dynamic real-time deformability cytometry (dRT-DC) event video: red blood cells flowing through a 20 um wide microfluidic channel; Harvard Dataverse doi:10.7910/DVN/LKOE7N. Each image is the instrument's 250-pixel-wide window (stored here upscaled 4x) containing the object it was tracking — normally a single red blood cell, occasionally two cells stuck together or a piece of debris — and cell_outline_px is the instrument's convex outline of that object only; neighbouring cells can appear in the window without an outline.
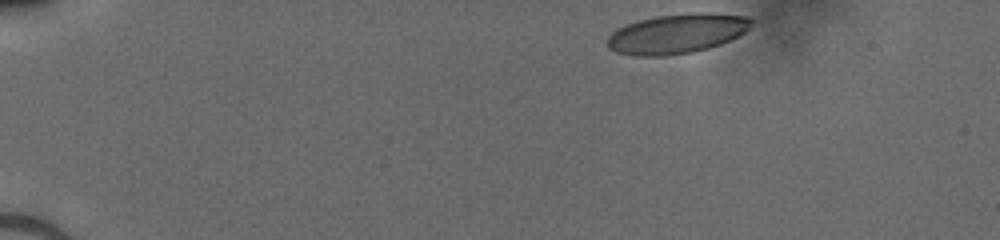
{"species": "human", "species_latin": "Homo sapiens", "temperature_condition": "cold", "stored_images_in_passage": 12, "camera_frame_rate_fps": 3000, "um_per_image_px": 0.085, "donor": {"sex": "male"}, "frame": {"image": 1, "passage_image": 1, "time_ms": 0.0, "image_size_px": [1000, 240], "cell_outline_px": [[752, 20], [748, 28], [744, 32], [720, 44], [708, 48], [692, 52], [664, 56], [636, 56], [616, 52], [608, 48], [608, 36], [612, 32], [628, 24], [640, 20], [656, 16], [696, 12], [708, 12], [748, 16]], "centroid_in_image_um": [57.53, 2.86], "position_along_channel_um": 27.5, "area_um2": 33.0}}
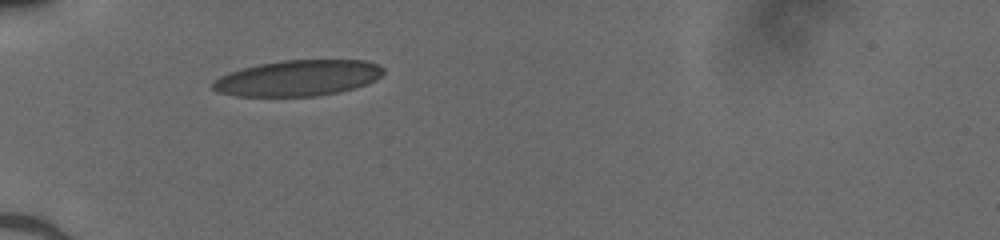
{"frame": {"image": 2, "passage_image": 10, "time_ms": 3.0, "image_size_px": [1000, 240], "cell_outline_px": [[384, 72], [376, 80], [340, 92], [316, 96], [236, 96], [216, 92], [212, 88], [212, 84], [220, 76], [244, 68], [260, 64], [280, 60], [364, 60], [380, 64], [384, 68]], "centroid_in_image_um": [25.35, 6.63], "position_along_channel_um": 59.6, "area_um2": 35.55}}